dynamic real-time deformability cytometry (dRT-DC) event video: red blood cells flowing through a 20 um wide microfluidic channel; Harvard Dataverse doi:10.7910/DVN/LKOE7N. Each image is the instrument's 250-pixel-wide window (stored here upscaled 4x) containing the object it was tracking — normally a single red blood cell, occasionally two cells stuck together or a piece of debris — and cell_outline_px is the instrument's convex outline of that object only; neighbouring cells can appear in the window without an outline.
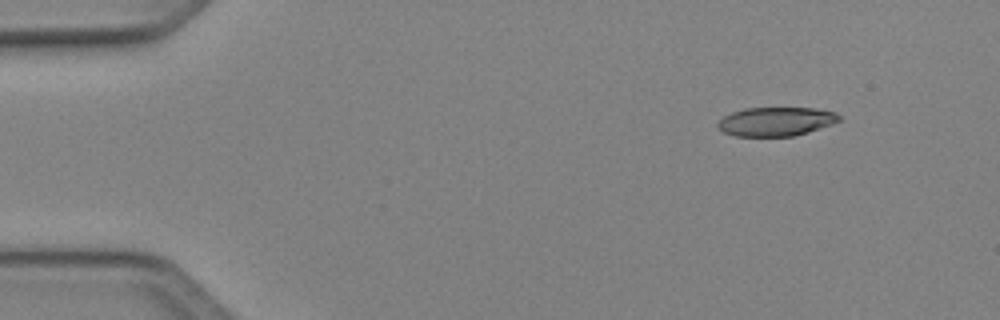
{"species": "Egyptian fruit bat (a non-hibernating species)", "species_latin": "Rousettus aegyptiacus", "temperature_condition": "cold", "stored_images_in_passage": 45, "camera_frame_rate_fps": 3000, "um_per_image_px": 0.085, "animal": {"sex": "female"}, "frame": {"image": 1, "passage_image": 1, "time_ms": 0.0, "image_size_px": [1000, 320], "cell_outline_px": [[840, 120], [832, 124], [808, 132], [792, 136], [736, 136], [724, 132], [716, 128], [716, 124], [724, 116], [732, 112], [744, 108], [812, 108], [836, 112], [840, 116]], "centroid_in_image_um": [65.93, 10.33], "position_along_channel_um": 19.1, "area_um2": 20.4}}
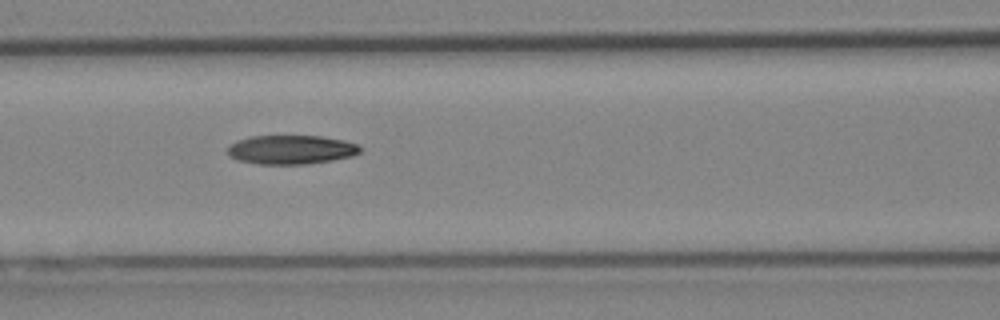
{"frame": {"image": 2, "passage_image": 17, "time_ms": 5.333, "image_size_px": [1000, 320], "cell_outline_px": [[364, 148], [360, 152], [352, 156], [332, 160], [304, 164], [256, 164], [236, 160], [228, 152], [228, 148], [236, 140], [252, 136], [320, 136], [344, 140], [360, 144]], "centroid_in_image_um": [24.79, 12.72], "position_along_channel_um": 141.8, "area_um2": 22.48}}
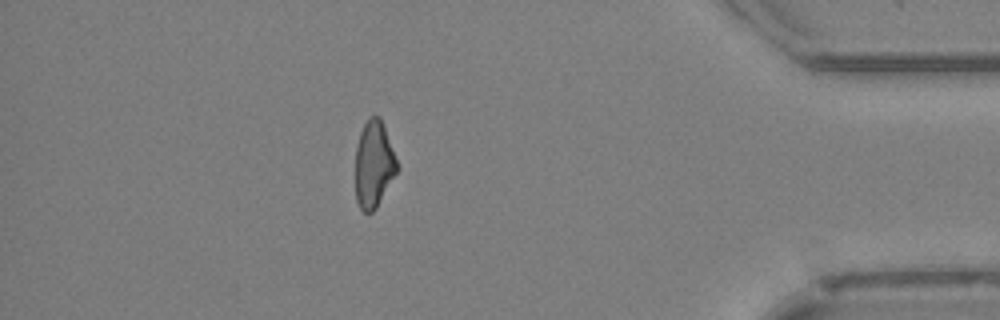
{"frame": {"image": 3, "passage_image": 39, "time_ms": 12.667, "image_size_px": [1000, 320], "cell_outline_px": [[400, 168], [376, 208], [372, 212], [364, 212], [360, 208], [356, 200], [356, 144], [360, 132], [368, 116], [380, 116]], "centroid_in_image_um": [31.78, 13.96], "position_along_channel_um": 403.4, "area_um2": 21.15}, "authors_computed_cell_mechanics": {"area_um2": 22.3686, "velocity_mm_per_s": 4.1256, "shape_relaxation_time_tau1_ms": 6.8187, "shape_relaxation_time_tau2_ms": 10.5085, "deformation_change_tau1": 0.1769, "deformation_change_tau2": 0.2282}}